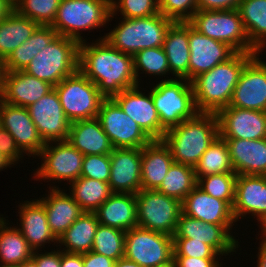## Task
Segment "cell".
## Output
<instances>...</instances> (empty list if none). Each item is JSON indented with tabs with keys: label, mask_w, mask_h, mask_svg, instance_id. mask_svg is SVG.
Returning <instances> with one entry per match:
<instances>
[{
	"label": "cell",
	"mask_w": 266,
	"mask_h": 267,
	"mask_svg": "<svg viewBox=\"0 0 266 267\" xmlns=\"http://www.w3.org/2000/svg\"><path fill=\"white\" fill-rule=\"evenodd\" d=\"M27 109L45 143L67 140L71 122L65 116L55 89Z\"/></svg>",
	"instance_id": "cell-17"
},
{
	"label": "cell",
	"mask_w": 266,
	"mask_h": 267,
	"mask_svg": "<svg viewBox=\"0 0 266 267\" xmlns=\"http://www.w3.org/2000/svg\"><path fill=\"white\" fill-rule=\"evenodd\" d=\"M14 10V4L10 0H0V21L5 19Z\"/></svg>",
	"instance_id": "cell-55"
},
{
	"label": "cell",
	"mask_w": 266,
	"mask_h": 267,
	"mask_svg": "<svg viewBox=\"0 0 266 267\" xmlns=\"http://www.w3.org/2000/svg\"><path fill=\"white\" fill-rule=\"evenodd\" d=\"M182 213L191 218L216 225H223L232 233L236 220L232 207L224 200L217 199L196 186L183 200Z\"/></svg>",
	"instance_id": "cell-23"
},
{
	"label": "cell",
	"mask_w": 266,
	"mask_h": 267,
	"mask_svg": "<svg viewBox=\"0 0 266 267\" xmlns=\"http://www.w3.org/2000/svg\"><path fill=\"white\" fill-rule=\"evenodd\" d=\"M125 234L120 229L99 224L91 251L119 260L124 257Z\"/></svg>",
	"instance_id": "cell-41"
},
{
	"label": "cell",
	"mask_w": 266,
	"mask_h": 267,
	"mask_svg": "<svg viewBox=\"0 0 266 267\" xmlns=\"http://www.w3.org/2000/svg\"><path fill=\"white\" fill-rule=\"evenodd\" d=\"M97 118L113 148H143L152 141L113 98L103 100Z\"/></svg>",
	"instance_id": "cell-13"
},
{
	"label": "cell",
	"mask_w": 266,
	"mask_h": 267,
	"mask_svg": "<svg viewBox=\"0 0 266 267\" xmlns=\"http://www.w3.org/2000/svg\"><path fill=\"white\" fill-rule=\"evenodd\" d=\"M12 167V164L0 152V171Z\"/></svg>",
	"instance_id": "cell-57"
},
{
	"label": "cell",
	"mask_w": 266,
	"mask_h": 267,
	"mask_svg": "<svg viewBox=\"0 0 266 267\" xmlns=\"http://www.w3.org/2000/svg\"><path fill=\"white\" fill-rule=\"evenodd\" d=\"M155 267H176L174 260L171 263L155 266Z\"/></svg>",
	"instance_id": "cell-61"
},
{
	"label": "cell",
	"mask_w": 266,
	"mask_h": 267,
	"mask_svg": "<svg viewBox=\"0 0 266 267\" xmlns=\"http://www.w3.org/2000/svg\"><path fill=\"white\" fill-rule=\"evenodd\" d=\"M17 267H39V266H38L37 262L33 258H31L27 261L22 262Z\"/></svg>",
	"instance_id": "cell-58"
},
{
	"label": "cell",
	"mask_w": 266,
	"mask_h": 267,
	"mask_svg": "<svg viewBox=\"0 0 266 267\" xmlns=\"http://www.w3.org/2000/svg\"><path fill=\"white\" fill-rule=\"evenodd\" d=\"M259 227V231L258 232H260L261 231V233L262 234H260V236H263V237H265L266 238V219L264 220V222L260 225V226H258ZM261 227V228H260Z\"/></svg>",
	"instance_id": "cell-60"
},
{
	"label": "cell",
	"mask_w": 266,
	"mask_h": 267,
	"mask_svg": "<svg viewBox=\"0 0 266 267\" xmlns=\"http://www.w3.org/2000/svg\"><path fill=\"white\" fill-rule=\"evenodd\" d=\"M135 86L121 91L113 99L139 127L152 139L162 140L166 129L161 125L160 118L152 100L151 88L149 93L140 91Z\"/></svg>",
	"instance_id": "cell-18"
},
{
	"label": "cell",
	"mask_w": 266,
	"mask_h": 267,
	"mask_svg": "<svg viewBox=\"0 0 266 267\" xmlns=\"http://www.w3.org/2000/svg\"><path fill=\"white\" fill-rule=\"evenodd\" d=\"M151 94L160 123L166 130L198 113L192 84L186 79L159 80L151 87Z\"/></svg>",
	"instance_id": "cell-8"
},
{
	"label": "cell",
	"mask_w": 266,
	"mask_h": 267,
	"mask_svg": "<svg viewBox=\"0 0 266 267\" xmlns=\"http://www.w3.org/2000/svg\"><path fill=\"white\" fill-rule=\"evenodd\" d=\"M136 209L137 226L173 237L182 202L157 190H140L136 193Z\"/></svg>",
	"instance_id": "cell-10"
},
{
	"label": "cell",
	"mask_w": 266,
	"mask_h": 267,
	"mask_svg": "<svg viewBox=\"0 0 266 267\" xmlns=\"http://www.w3.org/2000/svg\"><path fill=\"white\" fill-rule=\"evenodd\" d=\"M232 211L236 222L247 215L256 218L259 225L264 222L266 219V175H237Z\"/></svg>",
	"instance_id": "cell-20"
},
{
	"label": "cell",
	"mask_w": 266,
	"mask_h": 267,
	"mask_svg": "<svg viewBox=\"0 0 266 267\" xmlns=\"http://www.w3.org/2000/svg\"><path fill=\"white\" fill-rule=\"evenodd\" d=\"M53 249H50V252L46 250H44L45 252L35 250L32 258L37 262L39 267H61V249Z\"/></svg>",
	"instance_id": "cell-50"
},
{
	"label": "cell",
	"mask_w": 266,
	"mask_h": 267,
	"mask_svg": "<svg viewBox=\"0 0 266 267\" xmlns=\"http://www.w3.org/2000/svg\"><path fill=\"white\" fill-rule=\"evenodd\" d=\"M79 44L78 70L90 79L105 98L138 86L133 56L112 47L103 37Z\"/></svg>",
	"instance_id": "cell-1"
},
{
	"label": "cell",
	"mask_w": 266,
	"mask_h": 267,
	"mask_svg": "<svg viewBox=\"0 0 266 267\" xmlns=\"http://www.w3.org/2000/svg\"><path fill=\"white\" fill-rule=\"evenodd\" d=\"M142 148H113L109 185L113 193L135 194L141 190Z\"/></svg>",
	"instance_id": "cell-22"
},
{
	"label": "cell",
	"mask_w": 266,
	"mask_h": 267,
	"mask_svg": "<svg viewBox=\"0 0 266 267\" xmlns=\"http://www.w3.org/2000/svg\"><path fill=\"white\" fill-rule=\"evenodd\" d=\"M159 13L174 22H188L197 11V0H158Z\"/></svg>",
	"instance_id": "cell-45"
},
{
	"label": "cell",
	"mask_w": 266,
	"mask_h": 267,
	"mask_svg": "<svg viewBox=\"0 0 266 267\" xmlns=\"http://www.w3.org/2000/svg\"><path fill=\"white\" fill-rule=\"evenodd\" d=\"M47 188L50 189L48 194L38 200L44 205L50 230L58 239L84 211L73 196L66 193L67 190H61L59 185Z\"/></svg>",
	"instance_id": "cell-26"
},
{
	"label": "cell",
	"mask_w": 266,
	"mask_h": 267,
	"mask_svg": "<svg viewBox=\"0 0 266 267\" xmlns=\"http://www.w3.org/2000/svg\"><path fill=\"white\" fill-rule=\"evenodd\" d=\"M0 123L13 136L20 151L29 156L28 159L37 157L45 147L27 108L0 99Z\"/></svg>",
	"instance_id": "cell-15"
},
{
	"label": "cell",
	"mask_w": 266,
	"mask_h": 267,
	"mask_svg": "<svg viewBox=\"0 0 266 267\" xmlns=\"http://www.w3.org/2000/svg\"><path fill=\"white\" fill-rule=\"evenodd\" d=\"M173 238H188L211 246L221 257L233 256L239 250L236 239L223 225L206 223L181 213ZM230 254V255H229Z\"/></svg>",
	"instance_id": "cell-19"
},
{
	"label": "cell",
	"mask_w": 266,
	"mask_h": 267,
	"mask_svg": "<svg viewBox=\"0 0 266 267\" xmlns=\"http://www.w3.org/2000/svg\"><path fill=\"white\" fill-rule=\"evenodd\" d=\"M111 174L110 154L84 155L81 177L109 182Z\"/></svg>",
	"instance_id": "cell-46"
},
{
	"label": "cell",
	"mask_w": 266,
	"mask_h": 267,
	"mask_svg": "<svg viewBox=\"0 0 266 267\" xmlns=\"http://www.w3.org/2000/svg\"><path fill=\"white\" fill-rule=\"evenodd\" d=\"M237 10L250 44L262 56L266 49V0H242Z\"/></svg>",
	"instance_id": "cell-36"
},
{
	"label": "cell",
	"mask_w": 266,
	"mask_h": 267,
	"mask_svg": "<svg viewBox=\"0 0 266 267\" xmlns=\"http://www.w3.org/2000/svg\"><path fill=\"white\" fill-rule=\"evenodd\" d=\"M219 136L223 139L266 138V112L227 106L217 113Z\"/></svg>",
	"instance_id": "cell-16"
},
{
	"label": "cell",
	"mask_w": 266,
	"mask_h": 267,
	"mask_svg": "<svg viewBox=\"0 0 266 267\" xmlns=\"http://www.w3.org/2000/svg\"><path fill=\"white\" fill-rule=\"evenodd\" d=\"M256 54L236 52L227 61L194 78L191 84L197 111L217 113L229 106L242 69Z\"/></svg>",
	"instance_id": "cell-2"
},
{
	"label": "cell",
	"mask_w": 266,
	"mask_h": 267,
	"mask_svg": "<svg viewBox=\"0 0 266 267\" xmlns=\"http://www.w3.org/2000/svg\"><path fill=\"white\" fill-rule=\"evenodd\" d=\"M61 267H83V254L68 253L61 250Z\"/></svg>",
	"instance_id": "cell-53"
},
{
	"label": "cell",
	"mask_w": 266,
	"mask_h": 267,
	"mask_svg": "<svg viewBox=\"0 0 266 267\" xmlns=\"http://www.w3.org/2000/svg\"><path fill=\"white\" fill-rule=\"evenodd\" d=\"M237 174H210L197 180V186L210 196L226 201L233 207Z\"/></svg>",
	"instance_id": "cell-43"
},
{
	"label": "cell",
	"mask_w": 266,
	"mask_h": 267,
	"mask_svg": "<svg viewBox=\"0 0 266 267\" xmlns=\"http://www.w3.org/2000/svg\"><path fill=\"white\" fill-rule=\"evenodd\" d=\"M218 136L216 113L198 112L193 118L167 129L162 140L170 149L174 162L195 168Z\"/></svg>",
	"instance_id": "cell-3"
},
{
	"label": "cell",
	"mask_w": 266,
	"mask_h": 267,
	"mask_svg": "<svg viewBox=\"0 0 266 267\" xmlns=\"http://www.w3.org/2000/svg\"><path fill=\"white\" fill-rule=\"evenodd\" d=\"M115 260L89 251L83 254V267H113Z\"/></svg>",
	"instance_id": "cell-52"
},
{
	"label": "cell",
	"mask_w": 266,
	"mask_h": 267,
	"mask_svg": "<svg viewBox=\"0 0 266 267\" xmlns=\"http://www.w3.org/2000/svg\"><path fill=\"white\" fill-rule=\"evenodd\" d=\"M259 54L242 69L229 106L266 112V61Z\"/></svg>",
	"instance_id": "cell-14"
},
{
	"label": "cell",
	"mask_w": 266,
	"mask_h": 267,
	"mask_svg": "<svg viewBox=\"0 0 266 267\" xmlns=\"http://www.w3.org/2000/svg\"><path fill=\"white\" fill-rule=\"evenodd\" d=\"M37 157L42 160L33 174L34 181L54 184L63 180L70 184L81 177L84 155L67 141L47 142Z\"/></svg>",
	"instance_id": "cell-11"
},
{
	"label": "cell",
	"mask_w": 266,
	"mask_h": 267,
	"mask_svg": "<svg viewBox=\"0 0 266 267\" xmlns=\"http://www.w3.org/2000/svg\"><path fill=\"white\" fill-rule=\"evenodd\" d=\"M237 175H266V138L258 140L224 139Z\"/></svg>",
	"instance_id": "cell-27"
},
{
	"label": "cell",
	"mask_w": 266,
	"mask_h": 267,
	"mask_svg": "<svg viewBox=\"0 0 266 267\" xmlns=\"http://www.w3.org/2000/svg\"><path fill=\"white\" fill-rule=\"evenodd\" d=\"M174 256H189L194 258H221L209 245L202 241L188 238H173Z\"/></svg>",
	"instance_id": "cell-47"
},
{
	"label": "cell",
	"mask_w": 266,
	"mask_h": 267,
	"mask_svg": "<svg viewBox=\"0 0 266 267\" xmlns=\"http://www.w3.org/2000/svg\"><path fill=\"white\" fill-rule=\"evenodd\" d=\"M133 64L135 76L139 86V82H142L140 79V74L142 73H145V75L147 74L148 76H158V78L162 77L161 81L175 79V77L170 76L169 78L168 76L170 74V69L163 46L140 50L133 56ZM163 77L166 78L163 79Z\"/></svg>",
	"instance_id": "cell-40"
},
{
	"label": "cell",
	"mask_w": 266,
	"mask_h": 267,
	"mask_svg": "<svg viewBox=\"0 0 266 267\" xmlns=\"http://www.w3.org/2000/svg\"><path fill=\"white\" fill-rule=\"evenodd\" d=\"M31 199L30 201H22L16 206L19 211V215H17L19 216V223L17 222L16 227L33 250L40 251L41 248H45V245H51V243L55 245L58 243V239L50 230L44 205L38 198Z\"/></svg>",
	"instance_id": "cell-24"
},
{
	"label": "cell",
	"mask_w": 266,
	"mask_h": 267,
	"mask_svg": "<svg viewBox=\"0 0 266 267\" xmlns=\"http://www.w3.org/2000/svg\"><path fill=\"white\" fill-rule=\"evenodd\" d=\"M124 257L143 267L171 263L174 259L173 237L133 227L125 234Z\"/></svg>",
	"instance_id": "cell-12"
},
{
	"label": "cell",
	"mask_w": 266,
	"mask_h": 267,
	"mask_svg": "<svg viewBox=\"0 0 266 267\" xmlns=\"http://www.w3.org/2000/svg\"><path fill=\"white\" fill-rule=\"evenodd\" d=\"M110 14L111 0H61L51 27L58 35L81 43L88 40L82 32L105 27Z\"/></svg>",
	"instance_id": "cell-5"
},
{
	"label": "cell",
	"mask_w": 266,
	"mask_h": 267,
	"mask_svg": "<svg viewBox=\"0 0 266 267\" xmlns=\"http://www.w3.org/2000/svg\"><path fill=\"white\" fill-rule=\"evenodd\" d=\"M176 267H223L221 258H194L189 256H174ZM221 261V262H220Z\"/></svg>",
	"instance_id": "cell-49"
},
{
	"label": "cell",
	"mask_w": 266,
	"mask_h": 267,
	"mask_svg": "<svg viewBox=\"0 0 266 267\" xmlns=\"http://www.w3.org/2000/svg\"><path fill=\"white\" fill-rule=\"evenodd\" d=\"M4 65H3V61L0 59V98L2 95V89H3V77H4Z\"/></svg>",
	"instance_id": "cell-59"
},
{
	"label": "cell",
	"mask_w": 266,
	"mask_h": 267,
	"mask_svg": "<svg viewBox=\"0 0 266 267\" xmlns=\"http://www.w3.org/2000/svg\"><path fill=\"white\" fill-rule=\"evenodd\" d=\"M260 245H258L259 247L257 248L258 251V255L256 254V258H257V263L256 266L257 267H266V238L263 236H260Z\"/></svg>",
	"instance_id": "cell-54"
},
{
	"label": "cell",
	"mask_w": 266,
	"mask_h": 267,
	"mask_svg": "<svg viewBox=\"0 0 266 267\" xmlns=\"http://www.w3.org/2000/svg\"><path fill=\"white\" fill-rule=\"evenodd\" d=\"M194 169L197 180L210 174L234 173L226 141L218 136L201 156Z\"/></svg>",
	"instance_id": "cell-39"
},
{
	"label": "cell",
	"mask_w": 266,
	"mask_h": 267,
	"mask_svg": "<svg viewBox=\"0 0 266 267\" xmlns=\"http://www.w3.org/2000/svg\"><path fill=\"white\" fill-rule=\"evenodd\" d=\"M58 33L51 26H39L32 36L9 54L3 61L5 71L24 70L31 60L47 45Z\"/></svg>",
	"instance_id": "cell-35"
},
{
	"label": "cell",
	"mask_w": 266,
	"mask_h": 267,
	"mask_svg": "<svg viewBox=\"0 0 266 267\" xmlns=\"http://www.w3.org/2000/svg\"><path fill=\"white\" fill-rule=\"evenodd\" d=\"M173 157L163 140H152L142 148L141 190H157L166 177Z\"/></svg>",
	"instance_id": "cell-29"
},
{
	"label": "cell",
	"mask_w": 266,
	"mask_h": 267,
	"mask_svg": "<svg viewBox=\"0 0 266 267\" xmlns=\"http://www.w3.org/2000/svg\"><path fill=\"white\" fill-rule=\"evenodd\" d=\"M120 18H144L159 13L158 0H111V14L109 20L117 13Z\"/></svg>",
	"instance_id": "cell-44"
},
{
	"label": "cell",
	"mask_w": 266,
	"mask_h": 267,
	"mask_svg": "<svg viewBox=\"0 0 266 267\" xmlns=\"http://www.w3.org/2000/svg\"><path fill=\"white\" fill-rule=\"evenodd\" d=\"M242 0H197V10H233L238 9Z\"/></svg>",
	"instance_id": "cell-51"
},
{
	"label": "cell",
	"mask_w": 266,
	"mask_h": 267,
	"mask_svg": "<svg viewBox=\"0 0 266 267\" xmlns=\"http://www.w3.org/2000/svg\"><path fill=\"white\" fill-rule=\"evenodd\" d=\"M2 216V217H1ZM0 215V266L17 267L33 257L34 250L20 230ZM9 225V226H8Z\"/></svg>",
	"instance_id": "cell-33"
},
{
	"label": "cell",
	"mask_w": 266,
	"mask_h": 267,
	"mask_svg": "<svg viewBox=\"0 0 266 267\" xmlns=\"http://www.w3.org/2000/svg\"><path fill=\"white\" fill-rule=\"evenodd\" d=\"M13 4L17 1V0H10Z\"/></svg>",
	"instance_id": "cell-62"
},
{
	"label": "cell",
	"mask_w": 266,
	"mask_h": 267,
	"mask_svg": "<svg viewBox=\"0 0 266 267\" xmlns=\"http://www.w3.org/2000/svg\"><path fill=\"white\" fill-rule=\"evenodd\" d=\"M39 26L14 9L0 21V59L4 61L12 51L29 39Z\"/></svg>",
	"instance_id": "cell-34"
},
{
	"label": "cell",
	"mask_w": 266,
	"mask_h": 267,
	"mask_svg": "<svg viewBox=\"0 0 266 267\" xmlns=\"http://www.w3.org/2000/svg\"><path fill=\"white\" fill-rule=\"evenodd\" d=\"M95 212H83L58 238L59 249L68 253L84 254L92 250L94 236L99 226ZM64 248H63V247Z\"/></svg>",
	"instance_id": "cell-32"
},
{
	"label": "cell",
	"mask_w": 266,
	"mask_h": 267,
	"mask_svg": "<svg viewBox=\"0 0 266 267\" xmlns=\"http://www.w3.org/2000/svg\"><path fill=\"white\" fill-rule=\"evenodd\" d=\"M120 22L102 36L112 47L134 56L140 50L163 46L173 20L158 13L144 18H119Z\"/></svg>",
	"instance_id": "cell-4"
},
{
	"label": "cell",
	"mask_w": 266,
	"mask_h": 267,
	"mask_svg": "<svg viewBox=\"0 0 266 267\" xmlns=\"http://www.w3.org/2000/svg\"><path fill=\"white\" fill-rule=\"evenodd\" d=\"M54 86L23 70L5 71L1 100L16 106L29 107L44 97Z\"/></svg>",
	"instance_id": "cell-25"
},
{
	"label": "cell",
	"mask_w": 266,
	"mask_h": 267,
	"mask_svg": "<svg viewBox=\"0 0 266 267\" xmlns=\"http://www.w3.org/2000/svg\"><path fill=\"white\" fill-rule=\"evenodd\" d=\"M79 42L58 35L23 71L53 86L78 71Z\"/></svg>",
	"instance_id": "cell-6"
},
{
	"label": "cell",
	"mask_w": 266,
	"mask_h": 267,
	"mask_svg": "<svg viewBox=\"0 0 266 267\" xmlns=\"http://www.w3.org/2000/svg\"><path fill=\"white\" fill-rule=\"evenodd\" d=\"M95 213L101 225L129 231L138 225L136 195L113 193Z\"/></svg>",
	"instance_id": "cell-30"
},
{
	"label": "cell",
	"mask_w": 266,
	"mask_h": 267,
	"mask_svg": "<svg viewBox=\"0 0 266 267\" xmlns=\"http://www.w3.org/2000/svg\"><path fill=\"white\" fill-rule=\"evenodd\" d=\"M61 0H17L14 9L41 26H51Z\"/></svg>",
	"instance_id": "cell-42"
},
{
	"label": "cell",
	"mask_w": 266,
	"mask_h": 267,
	"mask_svg": "<svg viewBox=\"0 0 266 267\" xmlns=\"http://www.w3.org/2000/svg\"><path fill=\"white\" fill-rule=\"evenodd\" d=\"M66 141L83 155L111 154L113 150L97 117L71 122Z\"/></svg>",
	"instance_id": "cell-28"
},
{
	"label": "cell",
	"mask_w": 266,
	"mask_h": 267,
	"mask_svg": "<svg viewBox=\"0 0 266 267\" xmlns=\"http://www.w3.org/2000/svg\"><path fill=\"white\" fill-rule=\"evenodd\" d=\"M68 185V192L84 212H95L113 194L109 183L87 177H79Z\"/></svg>",
	"instance_id": "cell-37"
},
{
	"label": "cell",
	"mask_w": 266,
	"mask_h": 267,
	"mask_svg": "<svg viewBox=\"0 0 266 267\" xmlns=\"http://www.w3.org/2000/svg\"><path fill=\"white\" fill-rule=\"evenodd\" d=\"M189 82L230 59L236 51L226 43L209 38L189 24Z\"/></svg>",
	"instance_id": "cell-21"
},
{
	"label": "cell",
	"mask_w": 266,
	"mask_h": 267,
	"mask_svg": "<svg viewBox=\"0 0 266 267\" xmlns=\"http://www.w3.org/2000/svg\"><path fill=\"white\" fill-rule=\"evenodd\" d=\"M163 48L170 74L189 81V23L174 22L166 32Z\"/></svg>",
	"instance_id": "cell-31"
},
{
	"label": "cell",
	"mask_w": 266,
	"mask_h": 267,
	"mask_svg": "<svg viewBox=\"0 0 266 267\" xmlns=\"http://www.w3.org/2000/svg\"><path fill=\"white\" fill-rule=\"evenodd\" d=\"M196 186L194 167L173 162L157 191L183 202Z\"/></svg>",
	"instance_id": "cell-38"
},
{
	"label": "cell",
	"mask_w": 266,
	"mask_h": 267,
	"mask_svg": "<svg viewBox=\"0 0 266 267\" xmlns=\"http://www.w3.org/2000/svg\"><path fill=\"white\" fill-rule=\"evenodd\" d=\"M113 267H143V266L123 257L120 258L119 260H116Z\"/></svg>",
	"instance_id": "cell-56"
},
{
	"label": "cell",
	"mask_w": 266,
	"mask_h": 267,
	"mask_svg": "<svg viewBox=\"0 0 266 267\" xmlns=\"http://www.w3.org/2000/svg\"><path fill=\"white\" fill-rule=\"evenodd\" d=\"M54 89L70 122L96 118L105 99L97 86L79 70L64 78Z\"/></svg>",
	"instance_id": "cell-9"
},
{
	"label": "cell",
	"mask_w": 266,
	"mask_h": 267,
	"mask_svg": "<svg viewBox=\"0 0 266 267\" xmlns=\"http://www.w3.org/2000/svg\"><path fill=\"white\" fill-rule=\"evenodd\" d=\"M188 23L201 34L228 44L236 52L259 53L250 44L237 9L197 10Z\"/></svg>",
	"instance_id": "cell-7"
},
{
	"label": "cell",
	"mask_w": 266,
	"mask_h": 267,
	"mask_svg": "<svg viewBox=\"0 0 266 267\" xmlns=\"http://www.w3.org/2000/svg\"><path fill=\"white\" fill-rule=\"evenodd\" d=\"M0 152L13 166L18 165L26 156L16 145L13 136L2 126L0 127Z\"/></svg>",
	"instance_id": "cell-48"
}]
</instances>
